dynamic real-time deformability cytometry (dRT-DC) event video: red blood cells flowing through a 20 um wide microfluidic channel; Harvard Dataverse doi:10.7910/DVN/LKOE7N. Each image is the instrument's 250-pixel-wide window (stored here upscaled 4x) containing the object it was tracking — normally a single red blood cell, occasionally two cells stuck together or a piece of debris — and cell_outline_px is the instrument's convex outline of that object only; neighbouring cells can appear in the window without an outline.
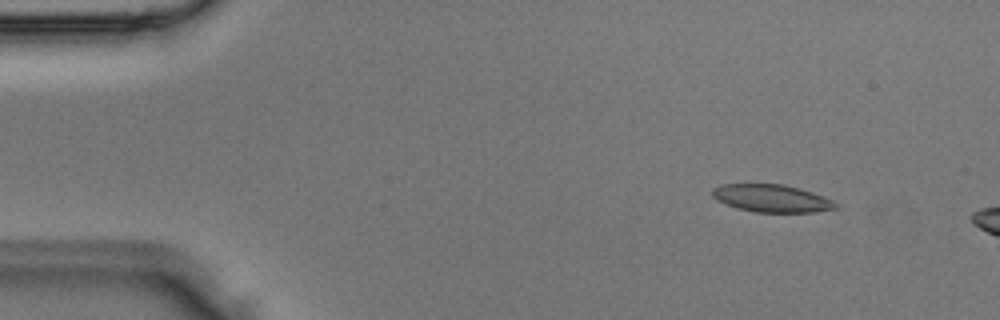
{"species": "Egyptian fruit bat (a non-hibernating species)", "species_latin": "Rousettus aegyptiacus", "temperature_condition": "room temperature", "stored_images_in_passage": 4, "camera_frame_rate_fps": 3000, "um_per_image_px": 0.085, "animal": {"sex": "male"}, "frame": {"image": 1, "passage_image": 2, "time_ms": 0.333, "image_size_px": [1000, 320], "cell_outline_px": [[840, 208], [812, 212], [756, 212], [736, 208], [716, 200], [712, 196], [712, 188], [720, 184], [784, 184], [800, 188], [812, 192], [832, 200], [840, 204]], "centroid_in_image_um": [65.6, 16.86], "position_along_channel_um": 19.4, "area_um2": 20.0}}